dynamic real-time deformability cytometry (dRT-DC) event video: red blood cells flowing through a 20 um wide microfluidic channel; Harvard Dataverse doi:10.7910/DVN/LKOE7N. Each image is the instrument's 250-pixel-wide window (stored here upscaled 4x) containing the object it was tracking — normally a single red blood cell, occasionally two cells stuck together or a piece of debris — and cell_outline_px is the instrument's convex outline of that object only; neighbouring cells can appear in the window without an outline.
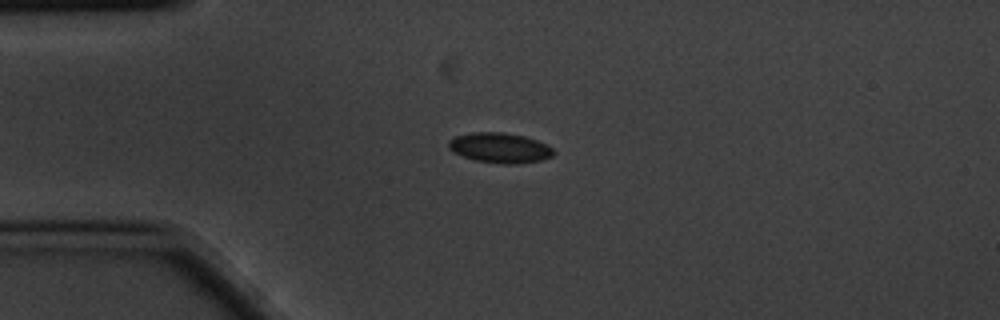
{"species": "common noctule bat (a hibernating species)", "species_latin": "Nyctalus noctula", "temperature_condition": "cold", "stored_images_in_passage": 4, "camera_frame_rate_fps": 3000, "um_per_image_px": 0.085, "animal": {"sex": "male", "body_mass_g": 20.1, "forearm_length_mm": 53.5}, "frame": {"image": 1, "passage_image": 3, "time_ms": 0.667, "image_size_px": [1000, 320], "cell_outline_px": [[556, 152], [552, 156], [540, 160], [516, 164], [508, 164], [476, 160], [464, 156], [448, 148], [448, 140], [456, 136], [472, 132], [504, 132], [524, 136], [536, 140], [552, 148]], "centroid_in_image_um": [42.49, 12.55], "position_along_channel_um": 42.5, "area_um2": 18.15}}